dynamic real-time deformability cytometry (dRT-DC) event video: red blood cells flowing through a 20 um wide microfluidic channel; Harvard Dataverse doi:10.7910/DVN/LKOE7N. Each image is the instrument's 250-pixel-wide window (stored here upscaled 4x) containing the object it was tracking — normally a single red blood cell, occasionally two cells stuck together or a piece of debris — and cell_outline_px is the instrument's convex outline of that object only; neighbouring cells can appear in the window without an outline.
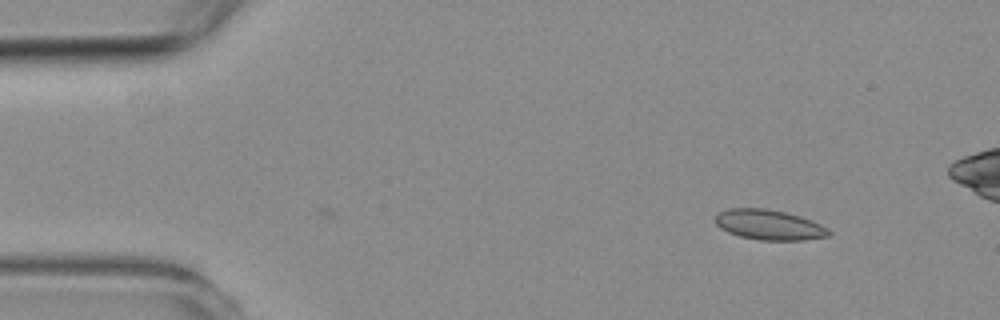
{"species": "common noctule bat (a hibernating species)", "species_latin": "Nyctalus noctula", "temperature_condition": "room temperature", "stored_images_in_passage": 4, "camera_frame_rate_fps": 3000, "um_per_image_px": 0.085, "animal": {"sex": "female", "body_mass_g": 19.3, "forearm_length_mm": 54.1}, "frame": {"image": 1, "passage_image": 4, "time_ms": 1.0, "image_size_px": [1000, 320], "cell_outline_px": [[832, 232], [828, 236], [804, 240], [760, 240], [740, 236], [728, 232], [720, 228], [716, 224], [716, 216], [720, 212], [728, 208], [768, 208], [800, 216], [812, 220], [828, 228]], "centroid_in_image_um": [65.39, 19.1], "position_along_channel_um": 19.6, "area_um2": 19.94}}